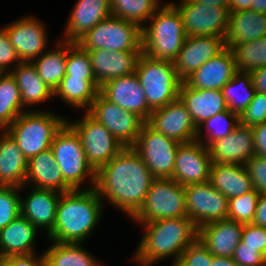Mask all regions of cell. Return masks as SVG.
<instances>
[{"label": "cell", "instance_id": "46", "mask_svg": "<svg viewBox=\"0 0 266 266\" xmlns=\"http://www.w3.org/2000/svg\"><path fill=\"white\" fill-rule=\"evenodd\" d=\"M212 256L207 247L197 238L182 252L181 259L187 266H211Z\"/></svg>", "mask_w": 266, "mask_h": 266}, {"label": "cell", "instance_id": "38", "mask_svg": "<svg viewBox=\"0 0 266 266\" xmlns=\"http://www.w3.org/2000/svg\"><path fill=\"white\" fill-rule=\"evenodd\" d=\"M161 0H110L111 16L131 21L144 26L142 23L150 20L155 11L161 6ZM147 19V20H146Z\"/></svg>", "mask_w": 266, "mask_h": 266}, {"label": "cell", "instance_id": "31", "mask_svg": "<svg viewBox=\"0 0 266 266\" xmlns=\"http://www.w3.org/2000/svg\"><path fill=\"white\" fill-rule=\"evenodd\" d=\"M209 182L228 199L253 189L246 167L240 164L212 163Z\"/></svg>", "mask_w": 266, "mask_h": 266}, {"label": "cell", "instance_id": "42", "mask_svg": "<svg viewBox=\"0 0 266 266\" xmlns=\"http://www.w3.org/2000/svg\"><path fill=\"white\" fill-rule=\"evenodd\" d=\"M64 77L95 79L90 55L88 51L83 50L77 43L67 52L66 75Z\"/></svg>", "mask_w": 266, "mask_h": 266}, {"label": "cell", "instance_id": "32", "mask_svg": "<svg viewBox=\"0 0 266 266\" xmlns=\"http://www.w3.org/2000/svg\"><path fill=\"white\" fill-rule=\"evenodd\" d=\"M10 73L19 87L23 108L42 103L54 96V92L39 77L32 62H21Z\"/></svg>", "mask_w": 266, "mask_h": 266}, {"label": "cell", "instance_id": "30", "mask_svg": "<svg viewBox=\"0 0 266 266\" xmlns=\"http://www.w3.org/2000/svg\"><path fill=\"white\" fill-rule=\"evenodd\" d=\"M266 36V13L243 10L229 13L225 45L232 48L235 44L249 42Z\"/></svg>", "mask_w": 266, "mask_h": 266}, {"label": "cell", "instance_id": "27", "mask_svg": "<svg viewBox=\"0 0 266 266\" xmlns=\"http://www.w3.org/2000/svg\"><path fill=\"white\" fill-rule=\"evenodd\" d=\"M26 183H34V188L59 193L72 190L64 182L51 148L28 159L25 185Z\"/></svg>", "mask_w": 266, "mask_h": 266}, {"label": "cell", "instance_id": "26", "mask_svg": "<svg viewBox=\"0 0 266 266\" xmlns=\"http://www.w3.org/2000/svg\"><path fill=\"white\" fill-rule=\"evenodd\" d=\"M30 192L25 200L21 197V215L37 229L44 227L49 234L54 227L57 205L62 193L34 187Z\"/></svg>", "mask_w": 266, "mask_h": 266}, {"label": "cell", "instance_id": "28", "mask_svg": "<svg viewBox=\"0 0 266 266\" xmlns=\"http://www.w3.org/2000/svg\"><path fill=\"white\" fill-rule=\"evenodd\" d=\"M0 136V186L23 188L28 160L6 130Z\"/></svg>", "mask_w": 266, "mask_h": 266}, {"label": "cell", "instance_id": "56", "mask_svg": "<svg viewBox=\"0 0 266 266\" xmlns=\"http://www.w3.org/2000/svg\"><path fill=\"white\" fill-rule=\"evenodd\" d=\"M193 2L196 3H201V4H205V5H220V6H224L225 8L229 9L231 0H192Z\"/></svg>", "mask_w": 266, "mask_h": 266}, {"label": "cell", "instance_id": "59", "mask_svg": "<svg viewBox=\"0 0 266 266\" xmlns=\"http://www.w3.org/2000/svg\"><path fill=\"white\" fill-rule=\"evenodd\" d=\"M0 266H8V257L0 259Z\"/></svg>", "mask_w": 266, "mask_h": 266}, {"label": "cell", "instance_id": "25", "mask_svg": "<svg viewBox=\"0 0 266 266\" xmlns=\"http://www.w3.org/2000/svg\"><path fill=\"white\" fill-rule=\"evenodd\" d=\"M179 98L186 105L197 128L208 118L228 110L221 90L195 89L182 81L179 88Z\"/></svg>", "mask_w": 266, "mask_h": 266}, {"label": "cell", "instance_id": "4", "mask_svg": "<svg viewBox=\"0 0 266 266\" xmlns=\"http://www.w3.org/2000/svg\"><path fill=\"white\" fill-rule=\"evenodd\" d=\"M142 27V53L156 60L173 62L184 45L183 19L175 3L160 6Z\"/></svg>", "mask_w": 266, "mask_h": 266}, {"label": "cell", "instance_id": "34", "mask_svg": "<svg viewBox=\"0 0 266 266\" xmlns=\"http://www.w3.org/2000/svg\"><path fill=\"white\" fill-rule=\"evenodd\" d=\"M100 90L96 79L82 77H63L60 85L54 91V96L71 104L74 108H84L88 111Z\"/></svg>", "mask_w": 266, "mask_h": 266}, {"label": "cell", "instance_id": "9", "mask_svg": "<svg viewBox=\"0 0 266 266\" xmlns=\"http://www.w3.org/2000/svg\"><path fill=\"white\" fill-rule=\"evenodd\" d=\"M188 217L185 186L172 178L154 179L140 210L131 218L138 223Z\"/></svg>", "mask_w": 266, "mask_h": 266}, {"label": "cell", "instance_id": "23", "mask_svg": "<svg viewBox=\"0 0 266 266\" xmlns=\"http://www.w3.org/2000/svg\"><path fill=\"white\" fill-rule=\"evenodd\" d=\"M243 228L244 224L226 218L200 227L198 238L212 255L233 258Z\"/></svg>", "mask_w": 266, "mask_h": 266}, {"label": "cell", "instance_id": "41", "mask_svg": "<svg viewBox=\"0 0 266 266\" xmlns=\"http://www.w3.org/2000/svg\"><path fill=\"white\" fill-rule=\"evenodd\" d=\"M259 196L253 188L242 196L228 199L227 218L242 224L252 223Z\"/></svg>", "mask_w": 266, "mask_h": 266}, {"label": "cell", "instance_id": "14", "mask_svg": "<svg viewBox=\"0 0 266 266\" xmlns=\"http://www.w3.org/2000/svg\"><path fill=\"white\" fill-rule=\"evenodd\" d=\"M185 198L187 216L198 229L205 224L227 218L228 198L209 181L186 185Z\"/></svg>", "mask_w": 266, "mask_h": 266}, {"label": "cell", "instance_id": "29", "mask_svg": "<svg viewBox=\"0 0 266 266\" xmlns=\"http://www.w3.org/2000/svg\"><path fill=\"white\" fill-rule=\"evenodd\" d=\"M37 228L21 214L8 226L0 230V255L7 258L13 255L34 253Z\"/></svg>", "mask_w": 266, "mask_h": 266}, {"label": "cell", "instance_id": "57", "mask_svg": "<svg viewBox=\"0 0 266 266\" xmlns=\"http://www.w3.org/2000/svg\"><path fill=\"white\" fill-rule=\"evenodd\" d=\"M251 10L258 13H266V0H253Z\"/></svg>", "mask_w": 266, "mask_h": 266}, {"label": "cell", "instance_id": "40", "mask_svg": "<svg viewBox=\"0 0 266 266\" xmlns=\"http://www.w3.org/2000/svg\"><path fill=\"white\" fill-rule=\"evenodd\" d=\"M239 124V116L230 110L220 112L215 116L208 118L198 128L197 141H200L202 126H205V130L208 139L203 144L207 147L213 141L224 138L229 135L235 127Z\"/></svg>", "mask_w": 266, "mask_h": 266}, {"label": "cell", "instance_id": "21", "mask_svg": "<svg viewBox=\"0 0 266 266\" xmlns=\"http://www.w3.org/2000/svg\"><path fill=\"white\" fill-rule=\"evenodd\" d=\"M237 72L233 51L226 47L194 71L184 82L195 89L221 90Z\"/></svg>", "mask_w": 266, "mask_h": 266}, {"label": "cell", "instance_id": "5", "mask_svg": "<svg viewBox=\"0 0 266 266\" xmlns=\"http://www.w3.org/2000/svg\"><path fill=\"white\" fill-rule=\"evenodd\" d=\"M50 112L24 111L6 131L27 160L51 148L56 133L67 122Z\"/></svg>", "mask_w": 266, "mask_h": 266}, {"label": "cell", "instance_id": "12", "mask_svg": "<svg viewBox=\"0 0 266 266\" xmlns=\"http://www.w3.org/2000/svg\"><path fill=\"white\" fill-rule=\"evenodd\" d=\"M124 146L133 147L145 123L139 116L106 99L100 92L87 111Z\"/></svg>", "mask_w": 266, "mask_h": 266}, {"label": "cell", "instance_id": "37", "mask_svg": "<svg viewBox=\"0 0 266 266\" xmlns=\"http://www.w3.org/2000/svg\"><path fill=\"white\" fill-rule=\"evenodd\" d=\"M221 92L225 98L228 110L240 116L253 100L256 90L252 85L250 73L238 71L234 77L221 88Z\"/></svg>", "mask_w": 266, "mask_h": 266}, {"label": "cell", "instance_id": "39", "mask_svg": "<svg viewBox=\"0 0 266 266\" xmlns=\"http://www.w3.org/2000/svg\"><path fill=\"white\" fill-rule=\"evenodd\" d=\"M239 72H251L266 66V36L235 44L232 48Z\"/></svg>", "mask_w": 266, "mask_h": 266}, {"label": "cell", "instance_id": "47", "mask_svg": "<svg viewBox=\"0 0 266 266\" xmlns=\"http://www.w3.org/2000/svg\"><path fill=\"white\" fill-rule=\"evenodd\" d=\"M237 246H251L266 256V228L252 223L244 224L242 238Z\"/></svg>", "mask_w": 266, "mask_h": 266}, {"label": "cell", "instance_id": "11", "mask_svg": "<svg viewBox=\"0 0 266 266\" xmlns=\"http://www.w3.org/2000/svg\"><path fill=\"white\" fill-rule=\"evenodd\" d=\"M67 123L79 135L83 150L92 168L97 172L125 148L111 132L87 111L82 119Z\"/></svg>", "mask_w": 266, "mask_h": 266}, {"label": "cell", "instance_id": "54", "mask_svg": "<svg viewBox=\"0 0 266 266\" xmlns=\"http://www.w3.org/2000/svg\"><path fill=\"white\" fill-rule=\"evenodd\" d=\"M253 0H231L229 13L239 12L243 10H251Z\"/></svg>", "mask_w": 266, "mask_h": 266}, {"label": "cell", "instance_id": "10", "mask_svg": "<svg viewBox=\"0 0 266 266\" xmlns=\"http://www.w3.org/2000/svg\"><path fill=\"white\" fill-rule=\"evenodd\" d=\"M181 143L157 132L147 122L142 125L132 147L155 179L172 178L177 148Z\"/></svg>", "mask_w": 266, "mask_h": 266}, {"label": "cell", "instance_id": "7", "mask_svg": "<svg viewBox=\"0 0 266 266\" xmlns=\"http://www.w3.org/2000/svg\"><path fill=\"white\" fill-rule=\"evenodd\" d=\"M135 74L152 110L164 107L179 98L182 80L171 61L156 60L142 53Z\"/></svg>", "mask_w": 266, "mask_h": 266}, {"label": "cell", "instance_id": "18", "mask_svg": "<svg viewBox=\"0 0 266 266\" xmlns=\"http://www.w3.org/2000/svg\"><path fill=\"white\" fill-rule=\"evenodd\" d=\"M226 48L225 39L217 36L186 37L173 64L178 77L184 81L209 59Z\"/></svg>", "mask_w": 266, "mask_h": 266}, {"label": "cell", "instance_id": "19", "mask_svg": "<svg viewBox=\"0 0 266 266\" xmlns=\"http://www.w3.org/2000/svg\"><path fill=\"white\" fill-rule=\"evenodd\" d=\"M21 62L37 59L47 43L46 30L36 17L27 16L3 27Z\"/></svg>", "mask_w": 266, "mask_h": 266}, {"label": "cell", "instance_id": "48", "mask_svg": "<svg viewBox=\"0 0 266 266\" xmlns=\"http://www.w3.org/2000/svg\"><path fill=\"white\" fill-rule=\"evenodd\" d=\"M21 63L14 47L11 45L9 36L4 28L0 29V73H10L9 65Z\"/></svg>", "mask_w": 266, "mask_h": 266}, {"label": "cell", "instance_id": "43", "mask_svg": "<svg viewBox=\"0 0 266 266\" xmlns=\"http://www.w3.org/2000/svg\"><path fill=\"white\" fill-rule=\"evenodd\" d=\"M20 187L0 186V230L21 214Z\"/></svg>", "mask_w": 266, "mask_h": 266}, {"label": "cell", "instance_id": "13", "mask_svg": "<svg viewBox=\"0 0 266 266\" xmlns=\"http://www.w3.org/2000/svg\"><path fill=\"white\" fill-rule=\"evenodd\" d=\"M183 19L184 31L187 37L191 36H217L225 39L229 9L224 6L211 4L205 5L182 0L180 5H175Z\"/></svg>", "mask_w": 266, "mask_h": 266}, {"label": "cell", "instance_id": "55", "mask_svg": "<svg viewBox=\"0 0 266 266\" xmlns=\"http://www.w3.org/2000/svg\"><path fill=\"white\" fill-rule=\"evenodd\" d=\"M211 266H239L233 258L212 256Z\"/></svg>", "mask_w": 266, "mask_h": 266}, {"label": "cell", "instance_id": "52", "mask_svg": "<svg viewBox=\"0 0 266 266\" xmlns=\"http://www.w3.org/2000/svg\"><path fill=\"white\" fill-rule=\"evenodd\" d=\"M249 73L256 92L266 94V66L257 68Z\"/></svg>", "mask_w": 266, "mask_h": 266}, {"label": "cell", "instance_id": "1", "mask_svg": "<svg viewBox=\"0 0 266 266\" xmlns=\"http://www.w3.org/2000/svg\"><path fill=\"white\" fill-rule=\"evenodd\" d=\"M155 178L132 148H123L96 172L95 189L131 218L140 210Z\"/></svg>", "mask_w": 266, "mask_h": 266}, {"label": "cell", "instance_id": "3", "mask_svg": "<svg viewBox=\"0 0 266 266\" xmlns=\"http://www.w3.org/2000/svg\"><path fill=\"white\" fill-rule=\"evenodd\" d=\"M145 233L134 259L142 266H149L161 259L182 252L198 238V228L189 217L166 218L142 223Z\"/></svg>", "mask_w": 266, "mask_h": 266}, {"label": "cell", "instance_id": "58", "mask_svg": "<svg viewBox=\"0 0 266 266\" xmlns=\"http://www.w3.org/2000/svg\"><path fill=\"white\" fill-rule=\"evenodd\" d=\"M172 264V266H187L181 258L175 259Z\"/></svg>", "mask_w": 266, "mask_h": 266}, {"label": "cell", "instance_id": "8", "mask_svg": "<svg viewBox=\"0 0 266 266\" xmlns=\"http://www.w3.org/2000/svg\"><path fill=\"white\" fill-rule=\"evenodd\" d=\"M83 50L142 51V28L110 16L76 42Z\"/></svg>", "mask_w": 266, "mask_h": 266}, {"label": "cell", "instance_id": "44", "mask_svg": "<svg viewBox=\"0 0 266 266\" xmlns=\"http://www.w3.org/2000/svg\"><path fill=\"white\" fill-rule=\"evenodd\" d=\"M266 122V94L256 92L253 100L239 116V123L255 126Z\"/></svg>", "mask_w": 266, "mask_h": 266}, {"label": "cell", "instance_id": "24", "mask_svg": "<svg viewBox=\"0 0 266 266\" xmlns=\"http://www.w3.org/2000/svg\"><path fill=\"white\" fill-rule=\"evenodd\" d=\"M110 16V0H78L68 18L63 41L76 43L98 23Z\"/></svg>", "mask_w": 266, "mask_h": 266}, {"label": "cell", "instance_id": "17", "mask_svg": "<svg viewBox=\"0 0 266 266\" xmlns=\"http://www.w3.org/2000/svg\"><path fill=\"white\" fill-rule=\"evenodd\" d=\"M99 92L106 99L148 122L153 110L148 105L143 87L135 73L107 81L100 86Z\"/></svg>", "mask_w": 266, "mask_h": 266}, {"label": "cell", "instance_id": "35", "mask_svg": "<svg viewBox=\"0 0 266 266\" xmlns=\"http://www.w3.org/2000/svg\"><path fill=\"white\" fill-rule=\"evenodd\" d=\"M52 242L51 247L43 252L47 266H100L80 243Z\"/></svg>", "mask_w": 266, "mask_h": 266}, {"label": "cell", "instance_id": "15", "mask_svg": "<svg viewBox=\"0 0 266 266\" xmlns=\"http://www.w3.org/2000/svg\"><path fill=\"white\" fill-rule=\"evenodd\" d=\"M147 123L181 144L195 141L198 134L197 126L180 98L153 110Z\"/></svg>", "mask_w": 266, "mask_h": 266}, {"label": "cell", "instance_id": "51", "mask_svg": "<svg viewBox=\"0 0 266 266\" xmlns=\"http://www.w3.org/2000/svg\"><path fill=\"white\" fill-rule=\"evenodd\" d=\"M251 128L254 135L255 154L266 158V122Z\"/></svg>", "mask_w": 266, "mask_h": 266}, {"label": "cell", "instance_id": "53", "mask_svg": "<svg viewBox=\"0 0 266 266\" xmlns=\"http://www.w3.org/2000/svg\"><path fill=\"white\" fill-rule=\"evenodd\" d=\"M252 224L266 228V195H260Z\"/></svg>", "mask_w": 266, "mask_h": 266}, {"label": "cell", "instance_id": "50", "mask_svg": "<svg viewBox=\"0 0 266 266\" xmlns=\"http://www.w3.org/2000/svg\"><path fill=\"white\" fill-rule=\"evenodd\" d=\"M8 266H47L44 253L36 258L35 252L26 255L8 257Z\"/></svg>", "mask_w": 266, "mask_h": 266}, {"label": "cell", "instance_id": "6", "mask_svg": "<svg viewBox=\"0 0 266 266\" xmlns=\"http://www.w3.org/2000/svg\"><path fill=\"white\" fill-rule=\"evenodd\" d=\"M51 151L62 172L64 182L72 190L80 189L87 177L91 182L89 188H95L96 171L87 160L79 135L67 122L56 133Z\"/></svg>", "mask_w": 266, "mask_h": 266}, {"label": "cell", "instance_id": "45", "mask_svg": "<svg viewBox=\"0 0 266 266\" xmlns=\"http://www.w3.org/2000/svg\"><path fill=\"white\" fill-rule=\"evenodd\" d=\"M244 166L247 169L253 188L259 195H266V158L255 154Z\"/></svg>", "mask_w": 266, "mask_h": 266}, {"label": "cell", "instance_id": "22", "mask_svg": "<svg viewBox=\"0 0 266 266\" xmlns=\"http://www.w3.org/2000/svg\"><path fill=\"white\" fill-rule=\"evenodd\" d=\"M91 58L94 77L99 84L135 73L142 51L86 50Z\"/></svg>", "mask_w": 266, "mask_h": 266}, {"label": "cell", "instance_id": "20", "mask_svg": "<svg viewBox=\"0 0 266 266\" xmlns=\"http://www.w3.org/2000/svg\"><path fill=\"white\" fill-rule=\"evenodd\" d=\"M212 163L244 165L255 155L253 130L240 123L226 137L207 146Z\"/></svg>", "mask_w": 266, "mask_h": 266}, {"label": "cell", "instance_id": "16", "mask_svg": "<svg viewBox=\"0 0 266 266\" xmlns=\"http://www.w3.org/2000/svg\"><path fill=\"white\" fill-rule=\"evenodd\" d=\"M212 160L208 148L201 141L180 144L177 148L172 179L180 185L208 182Z\"/></svg>", "mask_w": 266, "mask_h": 266}, {"label": "cell", "instance_id": "36", "mask_svg": "<svg viewBox=\"0 0 266 266\" xmlns=\"http://www.w3.org/2000/svg\"><path fill=\"white\" fill-rule=\"evenodd\" d=\"M24 112L19 87L11 73H0V129L6 130Z\"/></svg>", "mask_w": 266, "mask_h": 266}, {"label": "cell", "instance_id": "49", "mask_svg": "<svg viewBox=\"0 0 266 266\" xmlns=\"http://www.w3.org/2000/svg\"><path fill=\"white\" fill-rule=\"evenodd\" d=\"M233 260L239 266H266V256L251 246H237Z\"/></svg>", "mask_w": 266, "mask_h": 266}, {"label": "cell", "instance_id": "33", "mask_svg": "<svg viewBox=\"0 0 266 266\" xmlns=\"http://www.w3.org/2000/svg\"><path fill=\"white\" fill-rule=\"evenodd\" d=\"M74 42L58 41L57 48L45 51L37 59L32 61L39 77L54 92L66 75L67 52ZM59 48V49H58Z\"/></svg>", "mask_w": 266, "mask_h": 266}, {"label": "cell", "instance_id": "2", "mask_svg": "<svg viewBox=\"0 0 266 266\" xmlns=\"http://www.w3.org/2000/svg\"><path fill=\"white\" fill-rule=\"evenodd\" d=\"M102 199L95 188L63 192L58 201L53 230L49 240L80 243L93 233L102 213Z\"/></svg>", "mask_w": 266, "mask_h": 266}]
</instances>
